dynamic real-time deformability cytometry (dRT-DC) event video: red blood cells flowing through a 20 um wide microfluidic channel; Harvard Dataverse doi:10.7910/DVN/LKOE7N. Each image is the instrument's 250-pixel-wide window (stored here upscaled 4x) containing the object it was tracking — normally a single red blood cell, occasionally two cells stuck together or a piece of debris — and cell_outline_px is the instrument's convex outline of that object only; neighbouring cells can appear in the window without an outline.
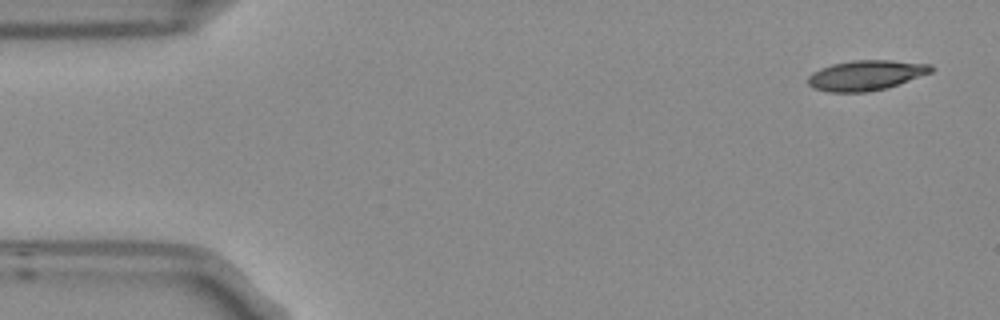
{"species": "Egyptian fruit bat (a non-hibernating species)", "species_latin": "Rousettus aegyptiacus", "temperature_condition": "room temperature", "stored_images_in_passage": 5, "camera_frame_rate_fps": 3000, "um_per_image_px": 0.085, "frame": {"image": 1, "passage_image": 1, "time_ms": 0.0, "image_size_px": [1000, 320], "cell_outline_px": [[936, 68], [932, 72], [888, 88], [864, 92], [828, 92], [812, 88], [808, 84], [808, 76], [812, 72], [820, 68], [832, 64], [852, 60], [892, 60], [932, 64]], "centroid_in_image_um": [73.62, 6.39], "position_along_channel_um": 11.4, "area_um2": 21.85}}